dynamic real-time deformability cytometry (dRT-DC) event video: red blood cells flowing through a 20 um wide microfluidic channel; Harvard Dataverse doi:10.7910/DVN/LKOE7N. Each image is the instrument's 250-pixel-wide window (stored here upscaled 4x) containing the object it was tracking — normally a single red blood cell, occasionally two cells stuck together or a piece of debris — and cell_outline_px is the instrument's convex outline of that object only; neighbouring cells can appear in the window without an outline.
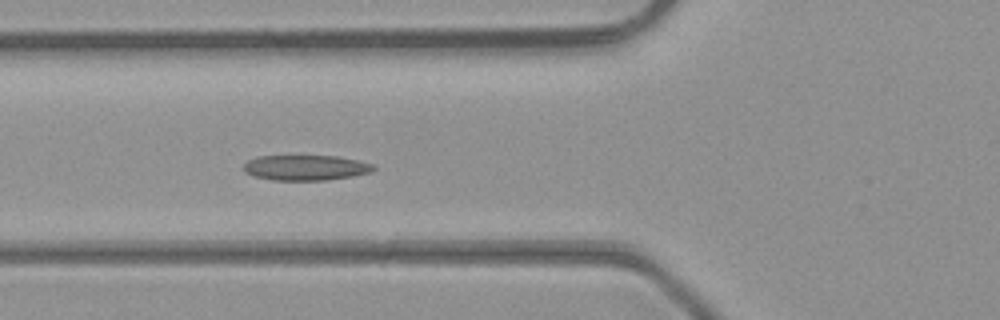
{"species": "common noctule bat (a hibernating species)", "species_latin": "Nyctalus noctula", "temperature_condition": "room temperature", "stored_images_in_passage": 6, "camera_frame_rate_fps": 3000, "um_per_image_px": 0.085, "animal": {"sex": "male", "body_mass_g": 23.1, "forearm_length_mm": 52.7}, "frame": {"image": 1, "passage_image": 6, "time_ms": 1.667, "image_size_px": [1000, 320], "cell_outline_px": [[376, 168], [368, 172], [352, 176], [324, 180], [272, 180], [252, 176], [244, 172], [244, 164], [248, 160], [256, 156], [336, 156], [356, 160], [372, 164]], "centroid_in_image_um": [25.91, 14.25], "position_along_channel_um": 99.9, "area_um2": 19.02}}